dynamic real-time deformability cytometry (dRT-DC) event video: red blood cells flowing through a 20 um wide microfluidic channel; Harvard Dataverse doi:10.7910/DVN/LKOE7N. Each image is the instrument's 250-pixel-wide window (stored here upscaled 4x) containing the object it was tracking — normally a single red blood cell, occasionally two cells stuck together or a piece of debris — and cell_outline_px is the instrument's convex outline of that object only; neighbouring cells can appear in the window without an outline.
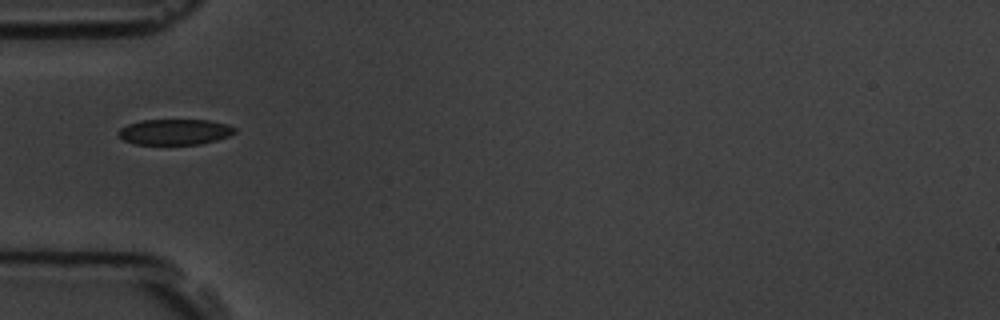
{"species": "common noctule bat (a hibernating species)", "species_latin": "Nyctalus noctula", "temperature_condition": "room temperature", "stored_images_in_passage": 4, "camera_frame_rate_fps": 3000, "um_per_image_px": 0.085, "animal": {"sex": "male", "body_mass_g": 19.5, "forearm_length_mm": 54.6}, "frame": {"image": 1, "passage_image": 1, "time_ms": 0.0, "image_size_px": [1000, 320], "cell_outline_px": [[236, 132], [228, 136], [216, 140], [200, 144], [136, 144], [124, 140], [116, 132], [120, 128], [128, 124], [144, 120], [208, 120], [228, 124], [236, 128]], "centroid_in_image_um": [14.87, 11.21], "position_along_channel_um": 70.1, "area_um2": 17.34}}
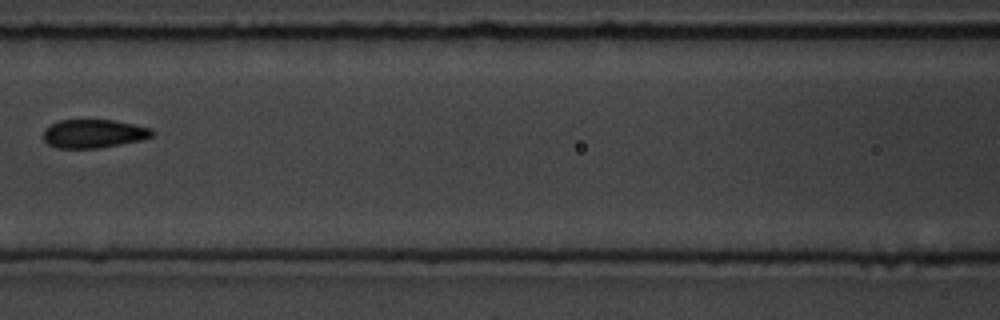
{"frame": {"image": 2, "passage_image": 3, "time_ms": 2.333, "image_size_px": [1000, 320], "cell_outline_px": [[156, 132], [152, 136], [140, 140], [120, 144], [96, 148], [56, 148], [48, 144], [44, 140], [44, 128], [60, 120], [116, 120], [136, 124], [152, 128]], "centroid_in_image_um": [7.98, 11.35], "position_along_channel_um": 158.6, "area_um2": 18.15}}
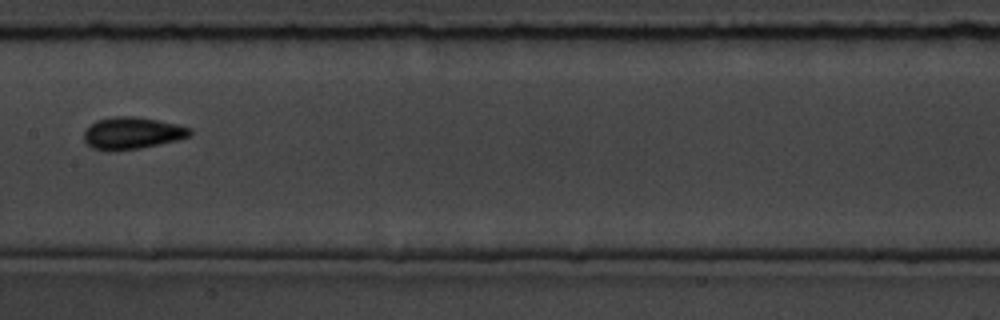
{"frame": {"image": 3, "passage_image": 4, "time_ms": 3.333, "image_size_px": [1000, 320], "cell_outline_px": [[192, 132], [188, 136], [176, 140], [140, 148], [112, 152], [92, 148], [84, 140], [84, 132], [96, 120], [116, 116], [136, 116], [176, 124], [192, 128]], "centroid_in_image_um": [11.21, 11.32], "position_along_channel_um": 196.2, "area_um2": 19.65}}